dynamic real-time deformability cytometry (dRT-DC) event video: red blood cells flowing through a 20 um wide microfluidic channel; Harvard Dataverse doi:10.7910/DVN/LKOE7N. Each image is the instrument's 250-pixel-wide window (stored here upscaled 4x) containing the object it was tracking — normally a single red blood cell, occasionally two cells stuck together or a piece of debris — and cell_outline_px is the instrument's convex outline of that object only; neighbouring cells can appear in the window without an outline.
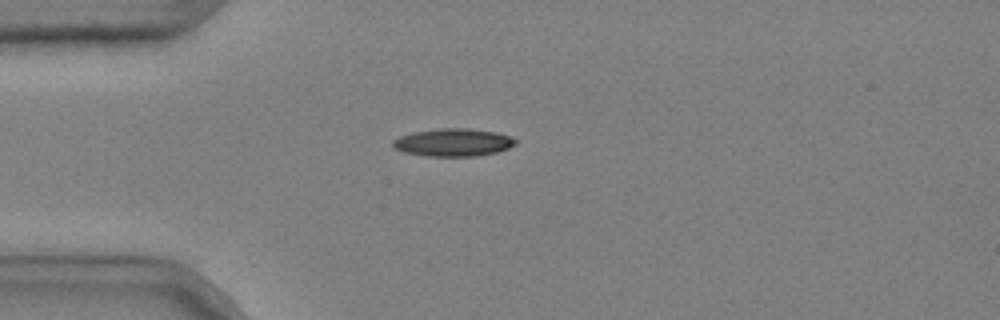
{"species": "common noctule bat (a hibernating species)", "species_latin": "Nyctalus noctula", "temperature_condition": "cold", "stored_images_in_passage": 1, "camera_frame_rate_fps": 3000, "um_per_image_px": 0.085, "animal": {"sex": "male", "body_mass_g": 20.4}, "frame": {"image": 1, "passage_image": 1, "time_ms": 0.0, "image_size_px": [1000, 320], "cell_outline_px": [[520, 140], [516, 144], [508, 148], [496, 152], [476, 156], [428, 156], [404, 152], [392, 148], [392, 140], [400, 136], [412, 132], [440, 128], [468, 128], [496, 132]], "centroid_in_image_um": [38.51, 12.1], "position_along_channel_um": 46.5, "area_um2": 19.94}}